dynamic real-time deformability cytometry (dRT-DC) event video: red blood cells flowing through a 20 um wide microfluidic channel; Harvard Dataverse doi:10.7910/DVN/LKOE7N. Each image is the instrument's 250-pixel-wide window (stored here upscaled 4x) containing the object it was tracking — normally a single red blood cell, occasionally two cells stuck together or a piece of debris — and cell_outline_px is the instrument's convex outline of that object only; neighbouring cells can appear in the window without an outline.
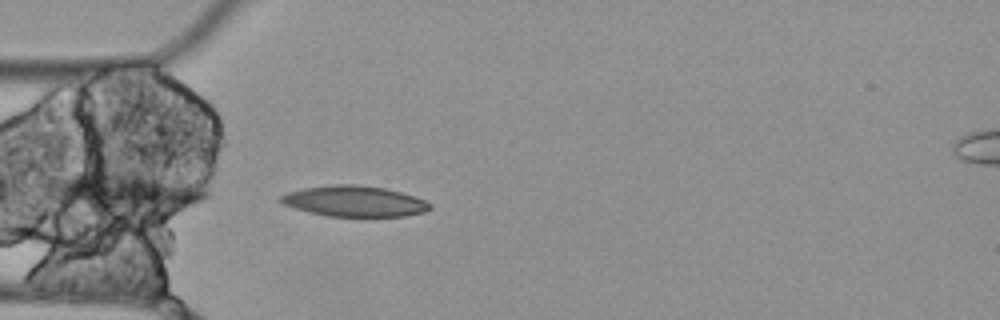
{"species": "Egyptian fruit bat (a non-hibernating species)", "species_latin": "Rousettus aegyptiacus", "temperature_condition": "cold", "stored_images_in_passage": 4, "camera_frame_rate_fps": 3000, "um_per_image_px": 0.085, "animal": {"sex": "female"}, "frame": {"image": 1, "passage_image": 4, "time_ms": 1.0, "image_size_px": [1000, 320], "cell_outline_px": [[432, 208], [424, 212], [404, 216], [328, 216], [308, 212], [284, 204], [276, 200], [280, 196], [288, 192], [304, 188], [336, 184], [356, 184], [384, 188], [400, 192], [424, 200], [432, 204]], "centroid_in_image_um": [30.11, 17.1], "position_along_channel_um": 54.9, "area_um2": 26.59}}